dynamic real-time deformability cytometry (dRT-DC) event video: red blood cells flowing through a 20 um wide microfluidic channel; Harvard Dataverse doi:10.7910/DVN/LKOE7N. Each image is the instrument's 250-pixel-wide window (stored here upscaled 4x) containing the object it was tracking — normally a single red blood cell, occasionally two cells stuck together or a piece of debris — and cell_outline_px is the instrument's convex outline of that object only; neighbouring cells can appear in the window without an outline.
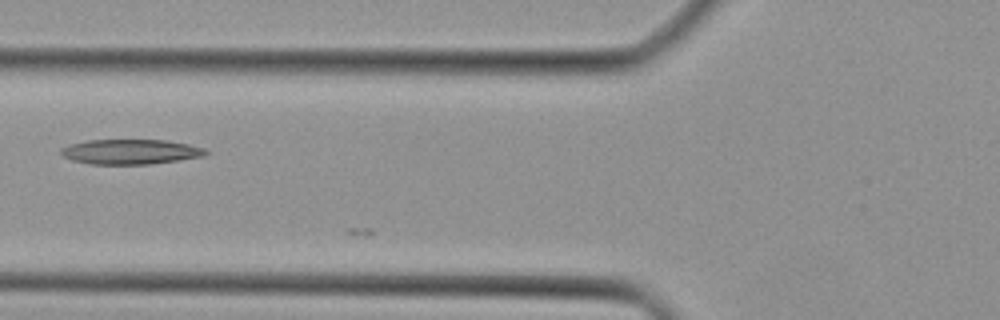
{"species": "Egyptian fruit bat (a non-hibernating species)", "species_latin": "Rousettus aegyptiacus", "temperature_condition": "cold", "stored_images_in_passage": 6, "camera_frame_rate_fps": 3000, "um_per_image_px": 0.085, "animal": {"sex": "female"}, "frame": {"image": 1, "passage_image": 4, "time_ms": 1.0, "image_size_px": [1000, 320], "cell_outline_px": [[208, 152], [204, 156], [180, 160], [148, 164], [92, 164], [72, 160], [64, 156], [60, 152], [60, 148], [72, 144], [88, 140], [164, 140], [188, 144], [204, 148]], "centroid_in_image_um": [11.1, 12.9], "position_along_channel_um": 114.7, "area_um2": 20.87}}